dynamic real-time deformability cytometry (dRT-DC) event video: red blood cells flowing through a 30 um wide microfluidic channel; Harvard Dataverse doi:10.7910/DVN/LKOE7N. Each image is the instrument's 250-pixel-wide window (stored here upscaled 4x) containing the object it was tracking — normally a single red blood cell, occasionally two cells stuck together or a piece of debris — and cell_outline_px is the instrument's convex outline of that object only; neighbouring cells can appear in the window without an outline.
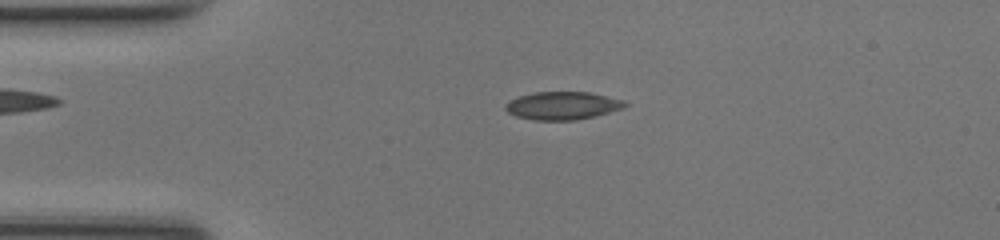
{"species": "common noctule bat (a hibernating species)", "species_latin": "Nyctalus noctula", "temperature_condition": "room temperature", "stored_images_in_passage": 48, "camera_frame_rate_fps": 3000, "um_per_image_px": 0.085, "animal": {"sex": "female", "body_mass_g": 17.0, "forearm_length_mm": 48.0}, "frame": {"image": 1, "passage_image": 11, "time_ms": 3.333, "image_size_px": [1000, 240], "cell_outline_px": [[628, 104], [624, 108], [576, 120], [532, 120], [516, 116], [508, 112], [504, 108], [504, 104], [520, 96], [536, 92], [588, 92], [608, 96], [624, 100]], "centroid_in_image_um": [47.81, 8.98], "position_along_channel_um": 37.2, "area_um2": 19.31}}
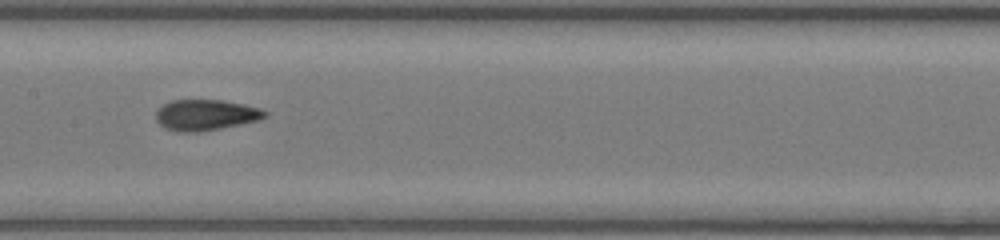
{"frame": {"image": 2, "passage_image": 24, "time_ms": 7.667, "image_size_px": [1000, 240], "cell_outline_px": [[268, 116], [260, 120], [200, 132], [180, 132], [164, 128], [156, 120], [156, 112], [164, 104], [172, 100], [220, 100], [244, 104], [260, 108], [268, 112]], "centroid_in_image_um": [17.51, 9.77], "position_along_channel_um": 189.9, "area_um2": 19.59}}
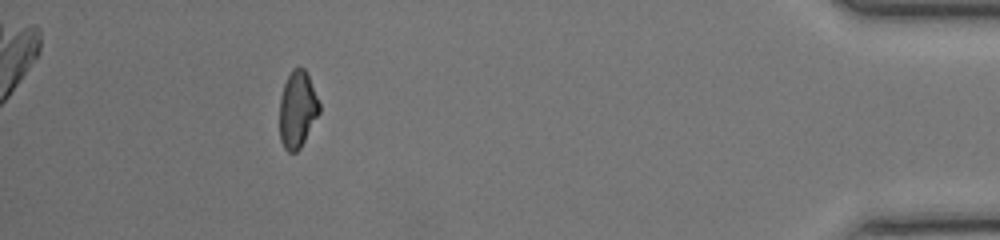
{"frame": {"image": 3, "passage_image": 44, "time_ms": 14.333, "image_size_px": [1000, 240], "cell_outline_px": [[320, 112], [300, 148], [296, 152], [288, 152], [284, 148], [280, 140], [280, 96], [284, 84], [292, 68], [304, 68], [308, 76], [320, 104]], "centroid_in_image_um": [25.27, 9.32], "position_along_channel_um": 409.9, "area_um2": 17.63}, "authors_computed_cell_mechanics": {"area_um2": 19.2474, "velocity_mm_per_s": 4.2488, "shape_relaxation_time_tau1_ms": 7.2262, "shape_relaxation_time_tau2_ms": 2.0449, "deformation_change_tau1": 0.1998, "deformation_change_tau2": 0.0676}}